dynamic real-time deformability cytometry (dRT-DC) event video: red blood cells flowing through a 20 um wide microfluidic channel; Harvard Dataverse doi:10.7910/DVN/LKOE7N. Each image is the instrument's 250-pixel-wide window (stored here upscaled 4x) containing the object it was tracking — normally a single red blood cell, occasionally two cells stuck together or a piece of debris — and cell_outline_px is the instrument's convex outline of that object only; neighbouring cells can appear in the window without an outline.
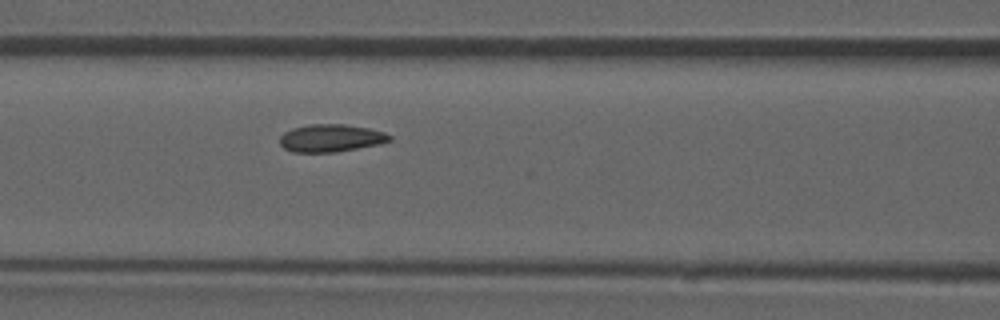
{"species": "common noctule bat (a hibernating species)", "species_latin": "Nyctalus noctula", "temperature_condition": "room temperature", "stored_images_in_passage": 36, "camera_frame_rate_fps": 3000, "um_per_image_px": 0.085, "animal": {"sex": "male", "forearm_length_mm": 52.5}, "frame": {"image": 1, "passage_image": 6, "time_ms": 1.667, "image_size_px": [1000, 320], "cell_outline_px": [[392, 140], [376, 144], [336, 152], [292, 152], [284, 148], [280, 144], [280, 136], [284, 132], [292, 128], [308, 124], [344, 124], [368, 128], [384, 132], [392, 136]], "centroid_in_image_um": [28.09, 11.73], "position_along_channel_um": 138.5, "area_um2": 17.57}}